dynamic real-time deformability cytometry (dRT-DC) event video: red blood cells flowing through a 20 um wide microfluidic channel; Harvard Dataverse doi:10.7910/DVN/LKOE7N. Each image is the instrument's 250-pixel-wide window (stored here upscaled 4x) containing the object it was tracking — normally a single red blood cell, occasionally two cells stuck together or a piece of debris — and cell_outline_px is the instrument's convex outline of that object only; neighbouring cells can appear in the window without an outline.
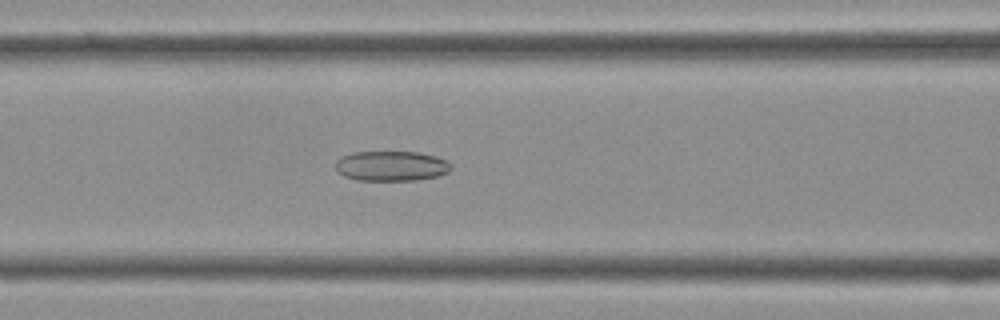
{"species": "Egyptian fruit bat (a non-hibernating species)", "species_latin": "Rousettus aegyptiacus", "temperature_condition": "cold", "stored_images_in_passage": 41, "camera_frame_rate_fps": 3000, "um_per_image_px": 0.085, "frame": {"image": 1, "passage_image": 17, "time_ms": 5.333, "image_size_px": [1000, 320], "cell_outline_px": [[452, 168], [448, 172], [440, 176], [416, 180], [356, 180], [344, 176], [336, 168], [336, 160], [340, 156], [352, 152], [416, 152], [436, 156], [452, 164]], "centroid_in_image_um": [33.27, 14.11], "position_along_channel_um": 133.3, "area_um2": 20.29}}
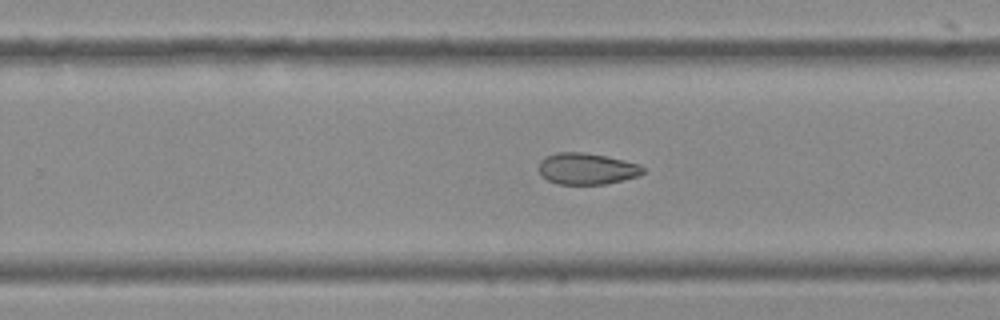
{"frame": {"image": 2, "passage_image": 26, "time_ms": 8.333, "image_size_px": [1000, 320], "cell_outline_px": [[644, 172], [640, 176], [604, 184], [556, 184], [548, 180], [540, 172], [540, 160], [544, 156], [556, 152], [584, 152], [624, 160], [640, 164], [644, 168]], "centroid_in_image_um": [49.89, 14.33], "position_along_channel_um": 279.9, "area_um2": 19.07}}
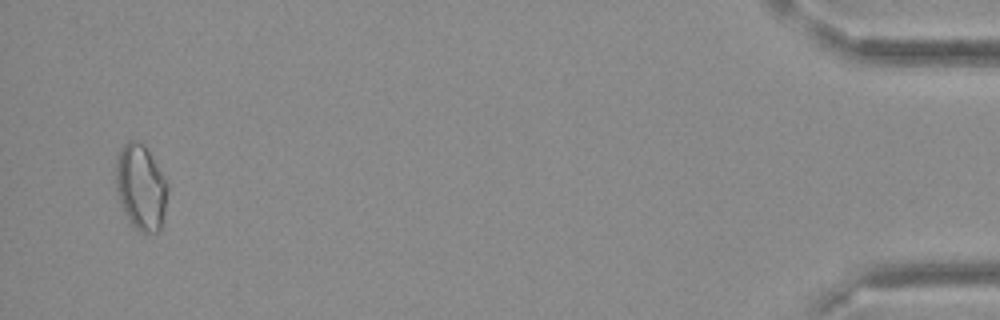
{"frame": {"image": 3, "passage_image": 40, "time_ms": 13.0, "image_size_px": [1000, 320], "cell_outline_px": [[168, 192], [164, 216], [160, 232], [140, 232], [128, 220], [120, 204], [116, 188], [116, 156], [120, 148], [128, 140], [136, 140], [144, 144], [168, 184]], "centroid_in_image_um": [11.97, 15.92], "position_along_channel_um": 423.2, "area_um2": 25.95}}